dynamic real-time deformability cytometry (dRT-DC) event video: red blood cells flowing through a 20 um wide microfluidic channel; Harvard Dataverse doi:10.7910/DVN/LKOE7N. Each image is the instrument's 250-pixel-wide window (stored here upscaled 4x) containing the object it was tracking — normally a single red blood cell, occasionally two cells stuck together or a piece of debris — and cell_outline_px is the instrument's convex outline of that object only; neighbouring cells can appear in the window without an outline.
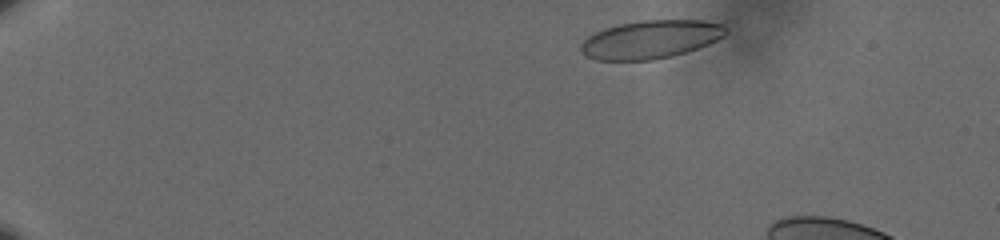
{"species": "human", "species_latin": "Homo sapiens", "temperature_condition": "cold", "stored_images_in_passage": 47, "camera_frame_rate_fps": 3000, "um_per_image_px": 0.085, "donor": {"sex": "male"}, "frame": {"image": 1, "passage_image": 1, "time_ms": 0.0, "image_size_px": [1000, 240], "cell_outline_px": [[724, 36], [708, 44], [672, 56], [652, 60], [596, 60], [588, 56], [580, 48], [580, 44], [588, 36], [604, 28], [620, 24], [640, 20], [704, 20], [720, 24], [724, 28]], "centroid_in_image_um": [55.27, 3.35], "position_along_channel_um": 29.7, "area_um2": 31.91}}
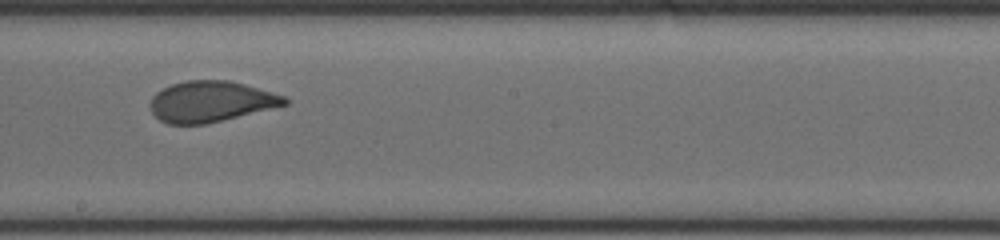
{"frame": {"image": 2, "passage_image": 27, "time_ms": 8.667, "image_size_px": [1000, 240], "cell_outline_px": [[288, 104], [204, 124], [168, 124], [160, 120], [152, 112], [152, 96], [156, 92], [172, 84], [188, 80], [228, 80], [244, 84], [284, 96], [288, 100]], "centroid_in_image_um": [17.9, 8.62], "position_along_channel_um": 230.3, "area_um2": 31.39}}
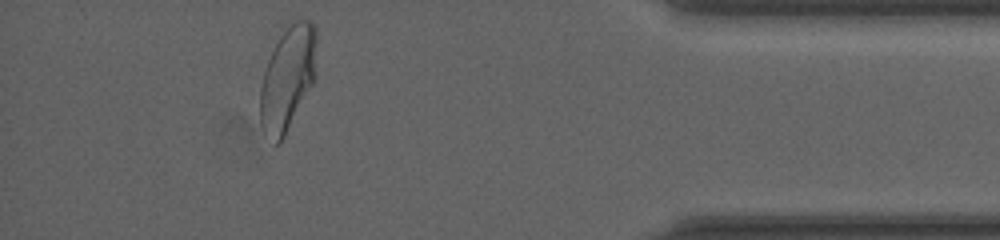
{"frame": {"image": 3, "passage_image": 45, "time_ms": 14.667, "image_size_px": [1000, 240], "cell_outline_px": [[316, 76], [312, 84], [280, 144], [276, 144], [260, 124], [260, 88], [264, 72], [268, 60], [288, 20], [308, 20], [316, 28]], "centroid_in_image_um": [24.46, 6.6], "position_along_channel_um": 410.7, "area_um2": 34.04}}